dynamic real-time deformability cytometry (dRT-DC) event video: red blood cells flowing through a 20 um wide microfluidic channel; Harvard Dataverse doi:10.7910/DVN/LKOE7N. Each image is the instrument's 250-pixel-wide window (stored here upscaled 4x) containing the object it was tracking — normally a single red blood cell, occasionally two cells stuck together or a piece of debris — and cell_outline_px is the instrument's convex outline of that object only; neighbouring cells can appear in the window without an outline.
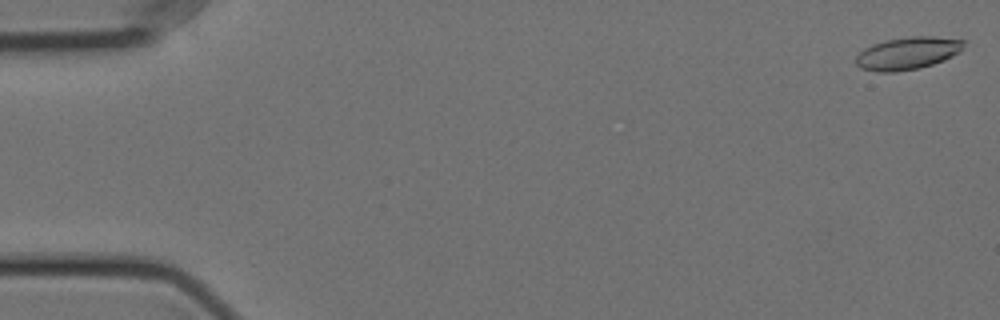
{"species": "Egyptian fruit bat (a non-hibernating species)", "species_latin": "Rousettus aegyptiacus", "temperature_condition": "cold", "stored_images_in_passage": 6, "camera_frame_rate_fps": 3000, "um_per_image_px": 0.085, "animal": {"sex": "female"}, "frame": {"image": 1, "passage_image": 1, "time_ms": 0.0, "image_size_px": [1000, 320], "cell_outline_px": [[968, 40], [960, 52], [944, 60], [920, 68], [896, 72], [876, 72], [860, 68], [856, 64], [856, 56], [864, 48], [872, 44], [884, 40], [908, 36], [932, 36]], "centroid_in_image_um": [77.16, 4.52], "position_along_channel_um": 7.8, "area_um2": 20.75}}